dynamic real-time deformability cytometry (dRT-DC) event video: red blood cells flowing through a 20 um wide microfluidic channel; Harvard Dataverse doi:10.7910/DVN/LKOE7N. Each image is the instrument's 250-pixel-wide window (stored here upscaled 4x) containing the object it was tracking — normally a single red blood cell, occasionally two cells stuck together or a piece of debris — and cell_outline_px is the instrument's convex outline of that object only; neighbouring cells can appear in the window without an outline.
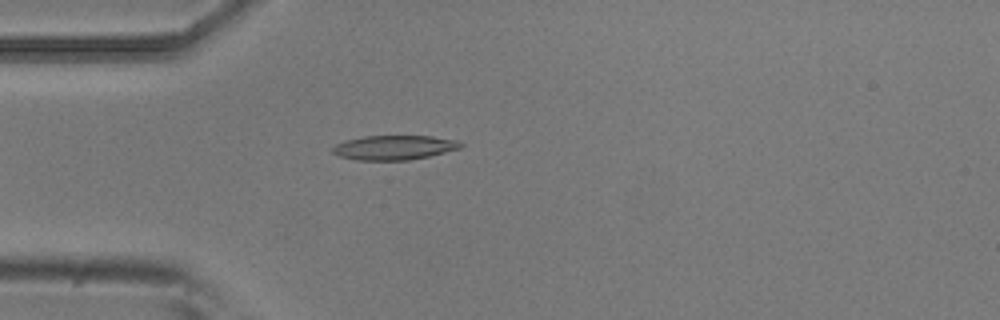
{"species": "common noctule bat (a hibernating species)", "species_latin": "Nyctalus noctula", "temperature_condition": "room temperature", "stored_images_in_passage": 4, "camera_frame_rate_fps": 3000, "um_per_image_px": 0.085, "animal": {"sex": "male", "body_mass_g": 20.5, "forearm_length_mm": 52.5}, "frame": {"image": 1, "passage_image": 4, "time_ms": 1.0, "image_size_px": [1000, 320], "cell_outline_px": [[464, 144], [460, 148], [428, 156], [408, 160], [356, 160], [340, 156], [332, 152], [332, 148], [336, 144], [344, 140], [364, 136], [432, 136], [460, 140]], "centroid_in_image_um": [33.51, 12.53], "position_along_channel_um": 51.5, "area_um2": 18.26}}